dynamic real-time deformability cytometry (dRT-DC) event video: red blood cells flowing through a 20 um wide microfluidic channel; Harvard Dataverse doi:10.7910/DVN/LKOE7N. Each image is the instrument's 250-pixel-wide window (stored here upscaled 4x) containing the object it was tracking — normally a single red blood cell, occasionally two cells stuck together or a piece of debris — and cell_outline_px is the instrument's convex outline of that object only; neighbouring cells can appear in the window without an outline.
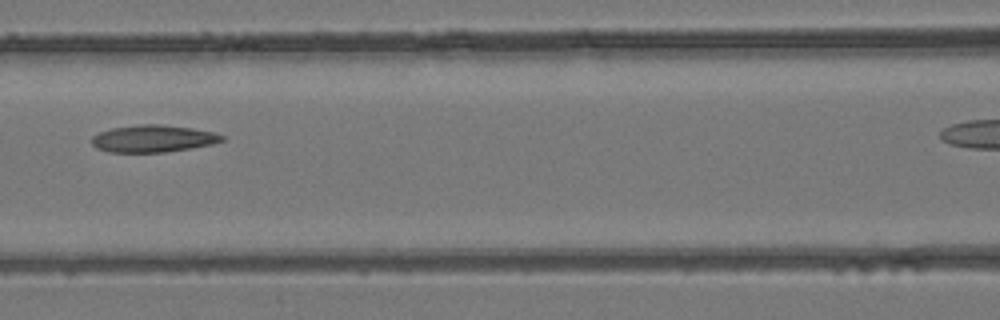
{"species": "common noctule bat (a hibernating species)", "species_latin": "Nyctalus noctula", "temperature_condition": "room temperature", "stored_images_in_passage": 7, "segment_of_instrument_passage": [1, 2], "camera_frame_rate_fps": 3000, "um_per_image_px": 0.085, "animal": {"sex": "female", "body_mass_g": 24.6, "forearm_length_mm": 56.2}, "frame": {"image": 1, "passage_image": 5, "time_ms": 1.333, "image_size_px": [1000, 320], "cell_outline_px": [[224, 140], [212, 144], [192, 148], [164, 152], [108, 152], [96, 148], [92, 144], [92, 136], [100, 132], [112, 128], [140, 124], [160, 124], [192, 128], [216, 132], [224, 136]], "centroid_in_image_um": [13.03, 11.78], "position_along_channel_um": 153.6, "area_um2": 20.63}}